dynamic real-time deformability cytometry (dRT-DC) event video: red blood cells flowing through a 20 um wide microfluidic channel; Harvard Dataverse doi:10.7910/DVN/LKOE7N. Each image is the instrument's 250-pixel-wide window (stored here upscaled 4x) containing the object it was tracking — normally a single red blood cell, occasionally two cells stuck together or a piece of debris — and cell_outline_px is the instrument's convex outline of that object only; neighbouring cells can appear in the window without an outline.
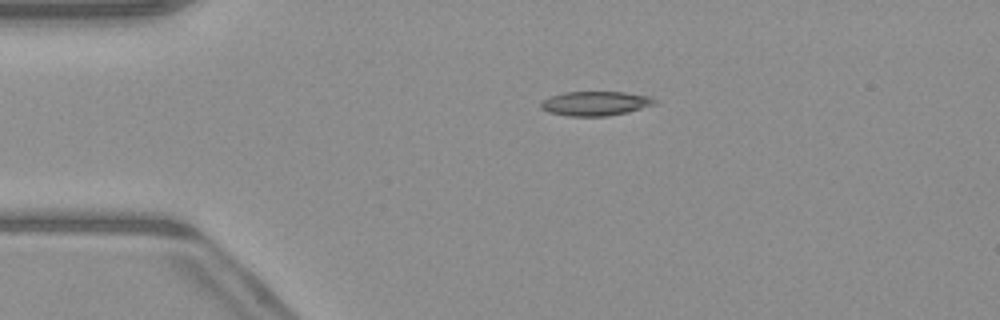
{"species": "common noctule bat (a hibernating species)", "species_latin": "Nyctalus noctula", "temperature_condition": "warm", "stored_images_in_passage": 51, "camera_frame_rate_fps": 3000, "um_per_image_px": 0.085, "animal": {"sex": "male", "body_mass_g": 23.1, "forearm_length_mm": 52.7}, "frame": {"image": 1, "passage_image": 11, "time_ms": 3.333, "image_size_px": [1000, 320], "cell_outline_px": [[656, 104], [628, 112], [608, 116], [568, 116], [548, 112], [540, 108], [540, 100], [564, 92], [624, 92], [652, 96], [656, 100]], "centroid_in_image_um": [50.6, 8.79], "position_along_channel_um": 34.4, "area_um2": 16.3}}
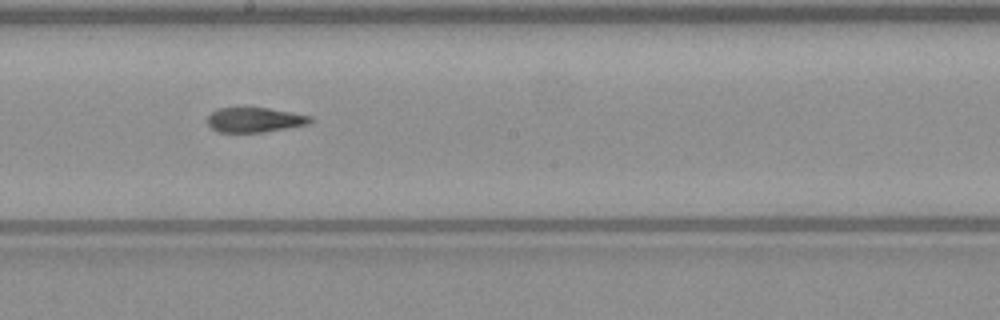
{"frame": {"image": 2, "passage_image": 28, "time_ms": 9.0, "image_size_px": [1000, 320], "cell_outline_px": [[316, 120], [308, 124], [264, 132], [216, 132], [208, 124], [208, 116], [216, 108], [268, 108], [312, 116]], "centroid_in_image_um": [21.67, 10.19], "position_along_channel_um": 226.5, "area_um2": 14.85}}
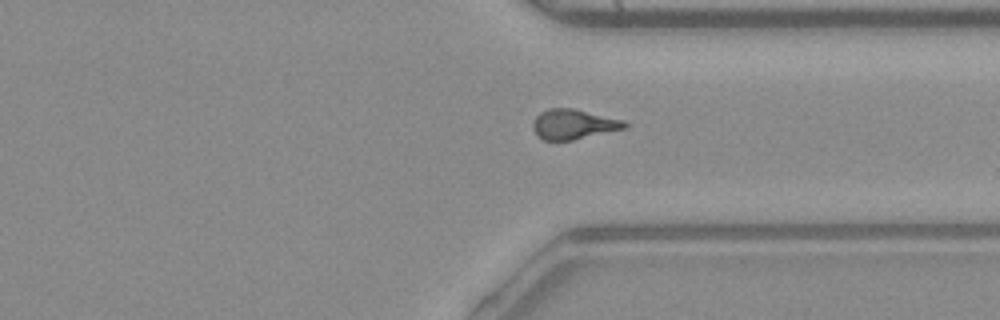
{"frame": {"image": 3, "passage_image": 38, "time_ms": 12.333, "image_size_px": [1000, 320], "cell_outline_px": [[628, 124], [624, 128], [572, 140], [544, 140], [536, 136], [532, 128], [532, 120], [540, 112], [548, 108], [572, 108], [624, 120]], "centroid_in_image_um": [48.68, 10.55], "position_along_channel_um": 362.7, "area_um2": 15.95}, "authors_computed_cell_mechanics": {"area_um2": 15.8372, "velocity_mm_per_s": 4.1006, "shape_relaxation_time_tau1_ms": null, "shape_relaxation_time_tau2_ms": 2.8676, "deformation_change_tau1": null, "deformation_change_tau2": 0.1082}}